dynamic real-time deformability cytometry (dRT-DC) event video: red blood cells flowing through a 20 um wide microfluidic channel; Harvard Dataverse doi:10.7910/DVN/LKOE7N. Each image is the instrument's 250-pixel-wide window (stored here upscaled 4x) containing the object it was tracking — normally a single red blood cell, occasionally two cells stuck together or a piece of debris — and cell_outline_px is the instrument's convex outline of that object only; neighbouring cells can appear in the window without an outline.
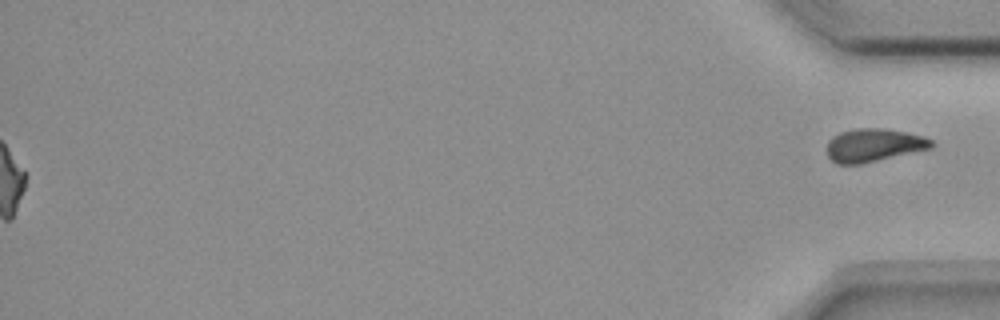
{"species": "common noctule bat (a hibernating species)", "species_latin": "Nyctalus noctula", "temperature_condition": "room temperature", "stored_images_in_passage": 55, "segment_of_instrument_passage": [2, 2], "camera_frame_rate_fps": 3000, "um_per_image_px": 0.085, "animal": {"sex": "female", "body_mass_g": 18.4}, "frame": {"image": 1, "passage_image": 55, "time_ms": 18.0, "image_size_px": [1000, 320], "cell_outline_px": [[936, 144], [932, 148], [860, 164], [836, 164], [828, 156], [828, 140], [832, 136], [840, 132], [856, 128], [880, 128], [904, 132], [924, 136], [932, 140]], "centroid_in_image_um": [74.27, 12.34], "position_along_channel_um": 360.9, "area_um2": 20.11}}